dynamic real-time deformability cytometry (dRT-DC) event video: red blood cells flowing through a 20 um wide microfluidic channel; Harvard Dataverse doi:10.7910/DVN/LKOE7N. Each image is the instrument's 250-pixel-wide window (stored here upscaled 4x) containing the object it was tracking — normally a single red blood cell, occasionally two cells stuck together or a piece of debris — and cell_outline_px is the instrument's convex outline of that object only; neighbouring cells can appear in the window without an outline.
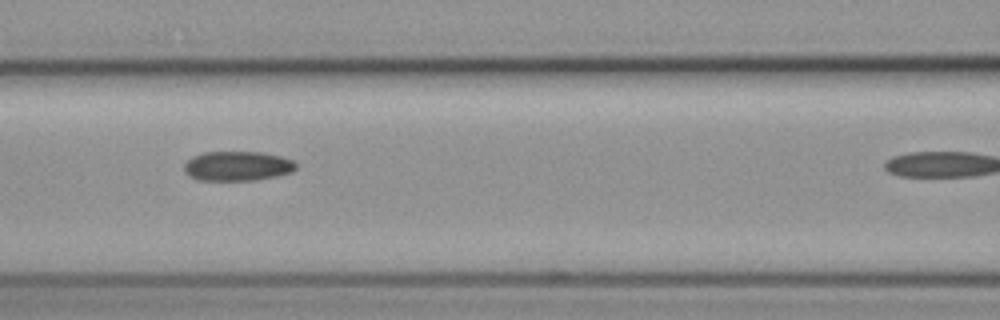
{"species": "common noctule bat (a hibernating species)", "species_latin": "Nyctalus noctula", "temperature_condition": "cold", "stored_images_in_passage": 6, "camera_frame_rate_fps": 3000, "um_per_image_px": 0.085, "animal": {"sex": "female", "body_mass_g": 19.3, "forearm_length_mm": 54.1}, "frame": {"image": 1, "passage_image": 5, "time_ms": 4.667, "image_size_px": [1000, 320], "cell_outline_px": [[296, 168], [292, 172], [276, 176], [252, 180], [196, 180], [188, 176], [184, 168], [184, 164], [192, 156], [204, 152], [260, 152], [280, 156], [292, 160], [296, 164]], "centroid_in_image_um": [20.15, 14.11], "position_along_channel_um": 146.4, "area_um2": 19.25}}